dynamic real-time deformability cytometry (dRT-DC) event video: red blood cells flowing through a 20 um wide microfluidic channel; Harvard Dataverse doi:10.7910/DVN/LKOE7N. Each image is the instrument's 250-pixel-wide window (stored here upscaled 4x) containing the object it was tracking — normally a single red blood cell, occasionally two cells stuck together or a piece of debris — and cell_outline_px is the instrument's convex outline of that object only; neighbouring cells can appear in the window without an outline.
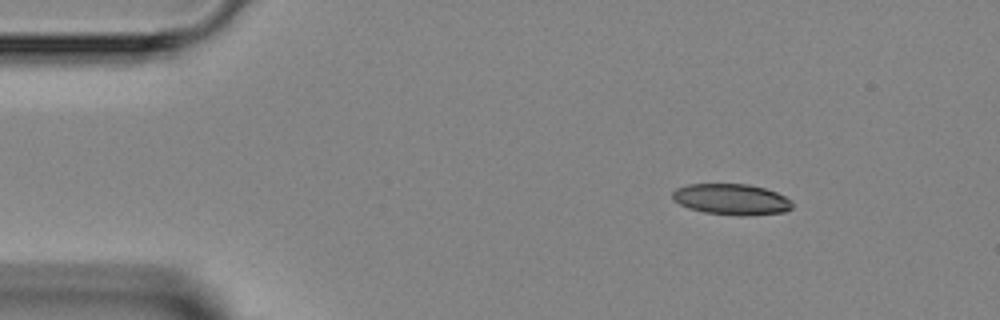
{"species": "Egyptian fruit bat (a non-hibernating species)", "species_latin": "Rousettus aegyptiacus", "temperature_condition": "room temperature", "stored_images_in_passage": 3, "camera_frame_rate_fps": 3000, "um_per_image_px": 0.085, "animal": {"sex": "female"}, "frame": {"image": 1, "passage_image": 1, "time_ms": 0.0, "image_size_px": [1000, 320], "cell_outline_px": [[792, 208], [784, 212], [744, 216], [740, 216], [704, 212], [688, 208], [672, 200], [672, 192], [676, 188], [688, 184], [748, 184], [764, 188], [776, 192], [792, 200]], "centroid_in_image_um": [62.16, 16.94], "position_along_channel_um": 22.8, "area_um2": 21.73}}